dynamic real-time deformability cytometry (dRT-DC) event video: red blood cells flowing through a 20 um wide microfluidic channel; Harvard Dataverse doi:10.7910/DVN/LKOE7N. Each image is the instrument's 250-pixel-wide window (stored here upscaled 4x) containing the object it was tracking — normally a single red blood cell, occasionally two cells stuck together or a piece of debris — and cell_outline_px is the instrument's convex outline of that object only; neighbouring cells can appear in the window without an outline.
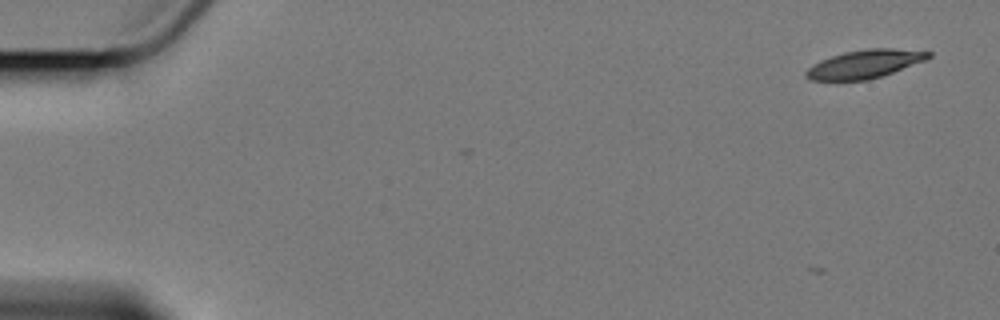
{"species": "Egyptian fruit bat (a non-hibernating species)", "species_latin": "Rousettus aegyptiacus", "temperature_condition": "cold", "stored_images_in_passage": 8, "camera_frame_rate_fps": 3000, "um_per_image_px": 0.085, "animal": {"sex": "female"}, "frame": {"image": 1, "passage_image": 1, "time_ms": 0.0, "image_size_px": [1000, 320], "cell_outline_px": [[932, 56], [924, 60], [892, 72], [868, 80], [812, 80], [804, 76], [804, 72], [812, 64], [820, 60], [844, 52], [868, 48], [892, 48], [932, 52]], "centroid_in_image_um": [73.46, 5.43], "position_along_channel_um": 11.5, "area_um2": 20.0}}
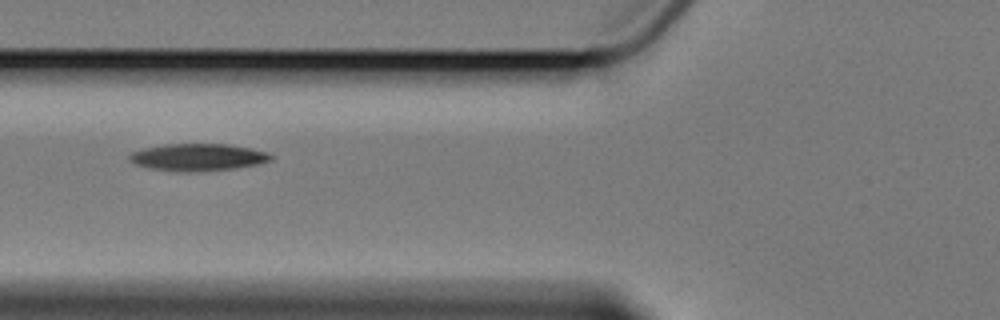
{"frame": {"image": 2, "passage_image": 7, "time_ms": 7.0, "image_size_px": [1000, 320], "cell_outline_px": [[276, 156], [272, 160], [256, 164], [236, 168], [192, 172], [176, 172], [148, 168], [136, 164], [128, 160], [128, 156], [132, 152], [144, 148], [164, 144], [228, 144], [252, 148], [268, 152]], "centroid_in_image_um": [16.83, 13.36], "position_along_channel_um": 109.0, "area_um2": 22.66}}
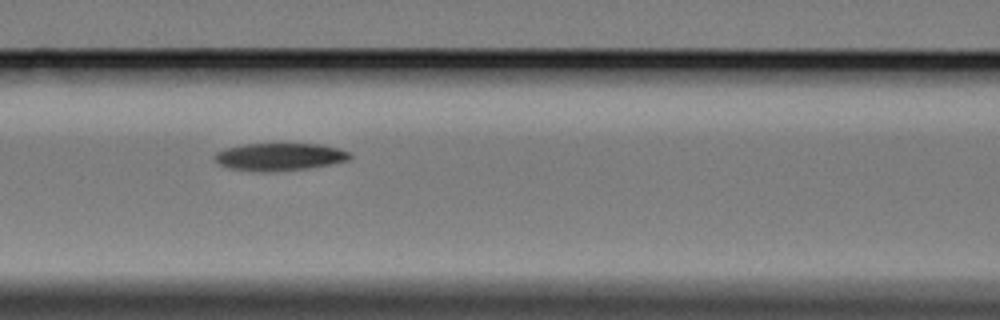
{"frame": {"image": 3, "passage_image": 8, "time_ms": 8.0, "image_size_px": [1000, 320], "cell_outline_px": [[352, 156], [348, 160], [328, 164], [304, 168], [228, 168], [220, 164], [212, 156], [216, 152], [224, 148], [244, 144], [320, 144], [336, 148], [348, 152]], "centroid_in_image_um": [23.76, 13.26], "position_along_channel_um": 142.8, "area_um2": 20.23}}